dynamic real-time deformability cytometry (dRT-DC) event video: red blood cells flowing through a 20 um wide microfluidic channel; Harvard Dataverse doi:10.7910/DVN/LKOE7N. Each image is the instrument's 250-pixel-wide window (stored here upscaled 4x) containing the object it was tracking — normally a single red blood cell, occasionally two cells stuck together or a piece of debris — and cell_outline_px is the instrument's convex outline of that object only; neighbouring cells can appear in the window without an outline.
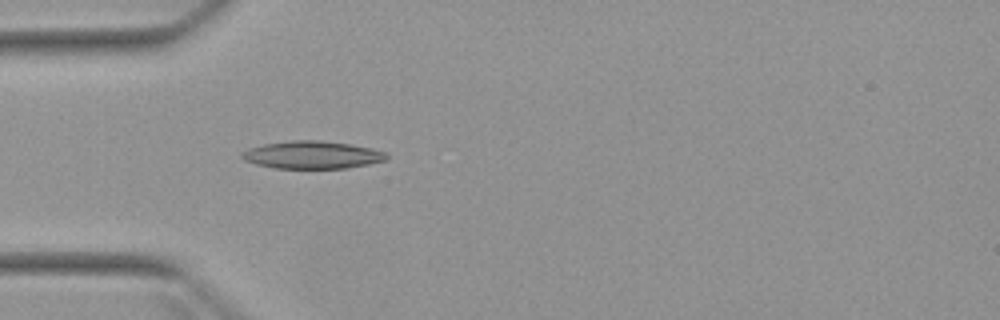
{"species": "Egyptian fruit bat (a non-hibernating species)", "species_latin": "Rousettus aegyptiacus", "temperature_condition": "warm", "stored_images_in_passage": 5, "camera_frame_rate_fps": 3000, "um_per_image_px": 0.085, "animal": {"sex": "female"}, "frame": {"image": 1, "passage_image": 5, "time_ms": 6.0, "image_size_px": [1000, 320], "cell_outline_px": [[388, 156], [384, 160], [368, 164], [348, 168], [276, 168], [256, 164], [244, 160], [240, 156], [240, 152], [248, 148], [264, 144], [292, 140], [320, 140], [348, 144], [372, 148], [384, 152]], "centroid_in_image_um": [26.49, 13.16], "position_along_channel_um": 58.5, "area_um2": 23.18}}